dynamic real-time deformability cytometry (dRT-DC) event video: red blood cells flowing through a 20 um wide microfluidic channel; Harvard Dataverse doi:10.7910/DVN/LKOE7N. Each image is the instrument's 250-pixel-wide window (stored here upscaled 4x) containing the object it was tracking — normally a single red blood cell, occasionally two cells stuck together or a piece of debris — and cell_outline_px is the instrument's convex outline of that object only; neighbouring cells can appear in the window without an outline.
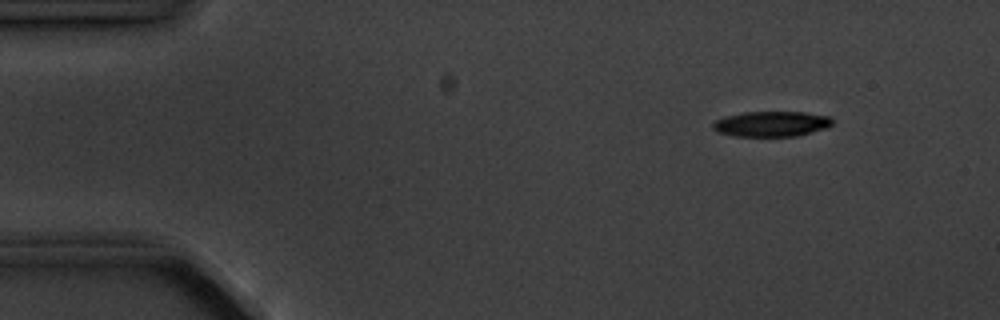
{"species": "common noctule bat (a hibernating species)", "species_latin": "Nyctalus noctula", "temperature_condition": "cold", "stored_images_in_passage": 5, "camera_frame_rate_fps": 3000, "um_per_image_px": 0.085, "animal": {"sex": "male", "body_mass_g": 20.1, "forearm_length_mm": 53.5}, "frame": {"image": 1, "passage_image": 2, "time_ms": 1.333, "image_size_px": [1000, 320], "cell_outline_px": [[832, 124], [828, 128], [796, 136], [732, 136], [720, 132], [712, 128], [712, 124], [716, 120], [724, 116], [744, 112], [804, 112], [832, 116]], "centroid_in_image_um": [65.6, 10.53], "position_along_channel_um": 19.4, "area_um2": 17.74}}
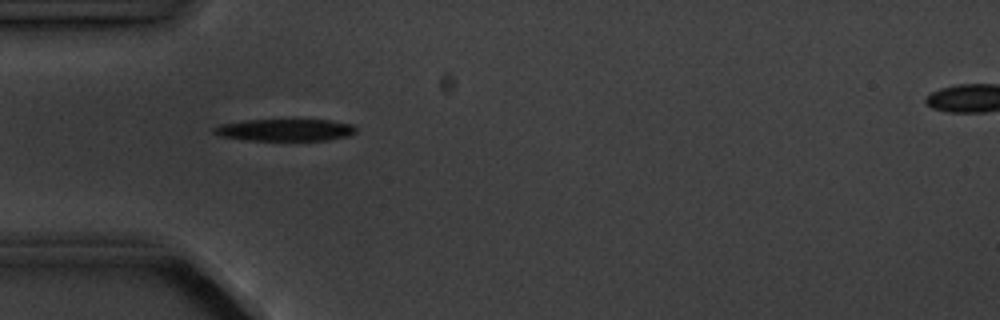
{"frame": {"image": 2, "passage_image": 5, "time_ms": 4.667, "image_size_px": [1000, 320], "cell_outline_px": [[356, 132], [348, 136], [328, 140], [244, 140], [220, 136], [212, 132], [212, 128], [220, 124], [244, 120], [328, 120], [352, 124], [356, 128]], "centroid_in_image_um": [24.2, 11.05], "position_along_channel_um": 60.8, "area_um2": 18.26}}